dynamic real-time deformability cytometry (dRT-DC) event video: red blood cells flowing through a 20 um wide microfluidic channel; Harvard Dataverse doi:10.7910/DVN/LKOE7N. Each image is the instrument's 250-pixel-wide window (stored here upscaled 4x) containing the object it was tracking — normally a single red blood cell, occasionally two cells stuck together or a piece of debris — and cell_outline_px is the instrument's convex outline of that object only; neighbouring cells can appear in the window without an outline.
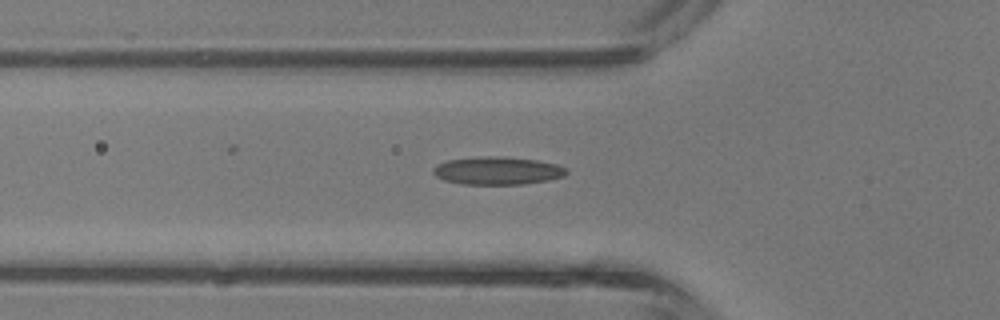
{"species": "common noctule bat (a hibernating species)", "species_latin": "Nyctalus noctula", "temperature_condition": "room temperature", "stored_images_in_passage": 29, "camera_frame_rate_fps": 3000, "um_per_image_px": 0.085, "animal": {"sex": "male", "body_mass_g": 13.3}, "frame": {"image": 1, "passage_image": 2, "time_ms": 0.333, "image_size_px": [1000, 320], "cell_outline_px": [[568, 172], [564, 176], [548, 180], [524, 184], [460, 184], [444, 180], [436, 176], [432, 172], [432, 168], [436, 164], [448, 160], [476, 156], [504, 156], [536, 160], [556, 164], [564, 168]], "centroid_in_image_um": [42.24, 14.5], "position_along_channel_um": 83.6, "area_um2": 21.79}}
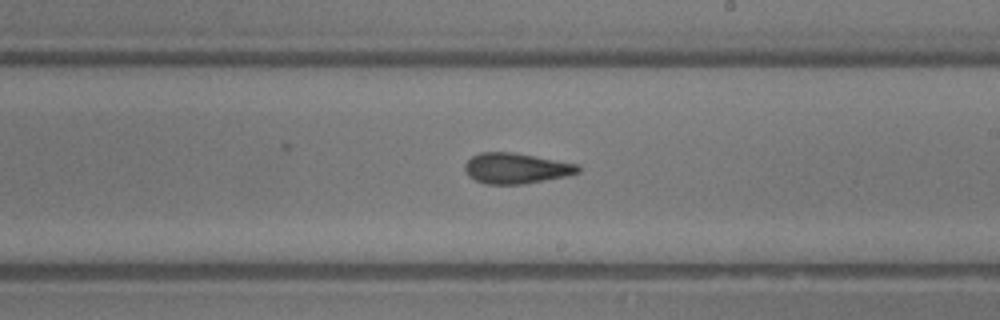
{"frame": {"image": 2, "passage_image": 12, "time_ms": 3.667, "image_size_px": [1000, 320], "cell_outline_px": [[580, 172], [564, 176], [524, 184], [484, 184], [468, 176], [464, 168], [464, 164], [472, 156], [480, 152], [512, 152], [580, 164]], "centroid_in_image_um": [43.85, 14.3], "position_along_channel_um": 245.1, "area_um2": 20.17}}
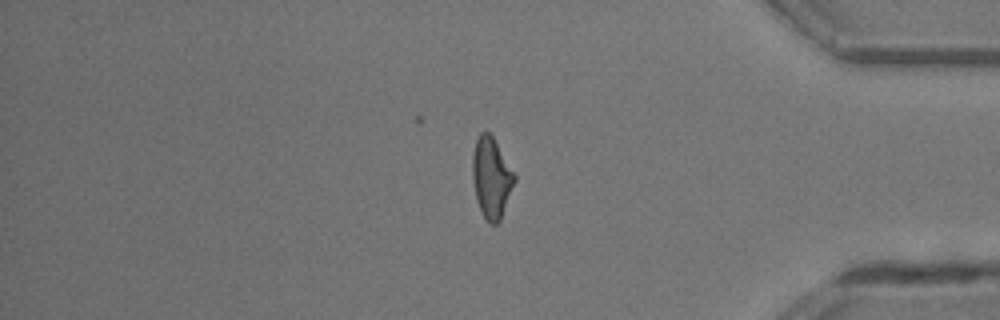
{"frame": {"image": 3, "passage_image": 23, "time_ms": 7.333, "image_size_px": [1000, 320], "cell_outline_px": [[516, 180], [500, 220], [496, 224], [492, 224], [484, 216], [476, 200], [472, 176], [472, 156], [476, 140], [480, 132], [488, 132], [492, 136], [516, 176]], "centroid_in_image_um": [41.76, 15.1], "position_along_channel_um": 393.4, "area_um2": 19.42}, "authors_computed_cell_mechanics": {"area_um2": 19.7098, "velocity_mm_per_s": 4.8205, "shape_relaxation_time_tau1_ms": 6.7923, "shape_relaxation_time_tau2_ms": 2.1488, "deformation_change_tau1": 0.1782, "deformation_change_tau2": 0.1187}}